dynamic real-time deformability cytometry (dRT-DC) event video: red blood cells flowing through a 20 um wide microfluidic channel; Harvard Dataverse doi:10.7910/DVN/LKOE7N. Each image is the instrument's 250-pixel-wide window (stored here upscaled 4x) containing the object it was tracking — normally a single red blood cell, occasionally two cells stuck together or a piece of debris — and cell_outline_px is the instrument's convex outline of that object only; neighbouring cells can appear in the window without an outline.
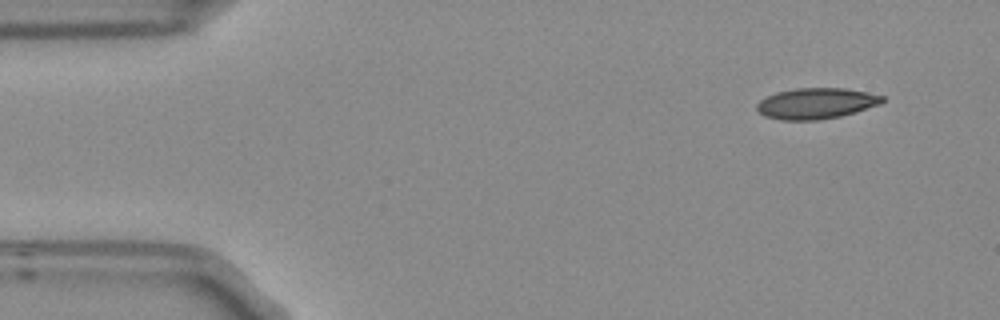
{"species": "Egyptian fruit bat (a non-hibernating species)", "species_latin": "Rousettus aegyptiacus", "temperature_condition": "room temperature", "stored_images_in_passage": 3, "camera_frame_rate_fps": 3000, "um_per_image_px": 0.085, "frame": {"image": 1, "passage_image": 1, "time_ms": 0.0, "image_size_px": [1000, 320], "cell_outline_px": [[884, 100], [880, 104], [856, 112], [840, 116], [816, 120], [780, 120], [764, 116], [756, 108], [756, 104], [760, 100], [776, 92], [796, 88], [844, 88], [868, 92], [884, 96]], "centroid_in_image_um": [69.37, 8.79], "position_along_channel_um": 15.6, "area_um2": 22.6}}